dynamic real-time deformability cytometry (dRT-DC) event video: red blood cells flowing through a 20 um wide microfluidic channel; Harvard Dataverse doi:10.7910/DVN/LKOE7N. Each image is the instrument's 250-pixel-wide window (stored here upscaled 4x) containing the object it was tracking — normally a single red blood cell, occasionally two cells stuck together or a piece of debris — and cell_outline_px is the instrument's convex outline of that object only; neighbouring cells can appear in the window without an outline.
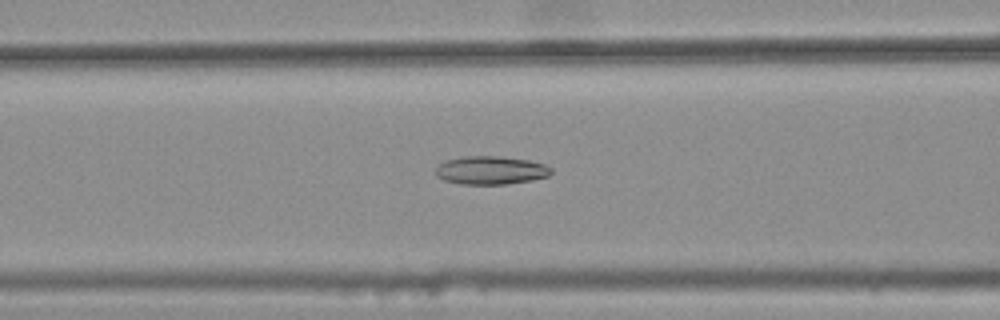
{"species": "common noctule bat (a hibernating species)", "species_latin": "Nyctalus noctula", "temperature_condition": "warm", "stored_images_in_passage": 35, "camera_frame_rate_fps": 3000, "um_per_image_px": 0.085, "animal": {"sex": "female", "body_mass_g": 25.1}, "frame": {"image": 1, "passage_image": 10, "time_ms": 3.0, "image_size_px": [1000, 320], "cell_outline_px": [[552, 172], [548, 176], [532, 180], [508, 184], [460, 184], [444, 180], [436, 176], [436, 168], [444, 160], [464, 156], [500, 156], [528, 160], [544, 164], [552, 168]], "centroid_in_image_um": [41.71, 14.47], "position_along_channel_um": 124.9, "area_um2": 19.13}}
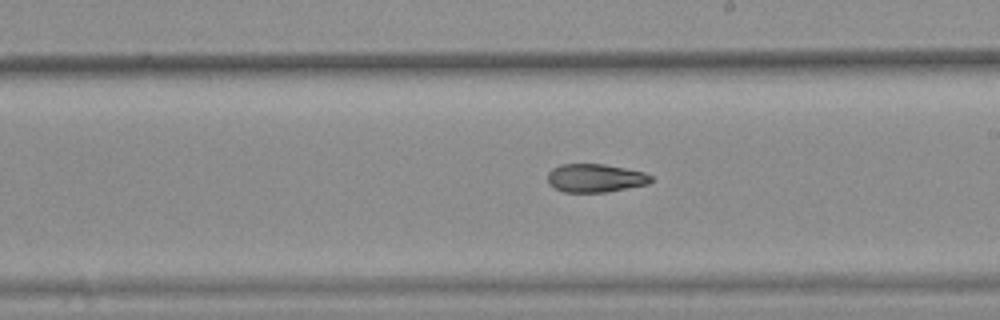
{"frame": {"image": 2, "passage_image": 19, "time_ms": 6.0, "image_size_px": [1000, 320], "cell_outline_px": [[652, 180], [648, 184], [608, 192], [564, 192], [548, 184], [548, 172], [552, 168], [560, 164], [604, 164], [644, 172], [652, 176]], "centroid_in_image_um": [50.59, 15.13], "position_along_channel_um": 238.4, "area_um2": 17.11}}
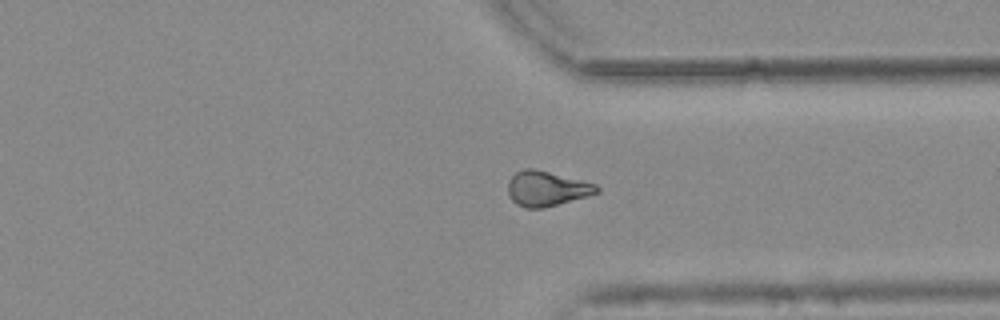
{"frame": {"image": 3, "passage_image": 29, "time_ms": 9.333, "image_size_px": [1000, 320], "cell_outline_px": [[600, 192], [588, 196], [540, 208], [524, 208], [516, 204], [508, 196], [508, 180], [516, 172], [524, 168], [532, 168], [596, 184], [600, 188]], "centroid_in_image_um": [46.43, 16.03], "position_along_channel_um": 365.0, "area_um2": 17.92}, "authors_computed_cell_mechanics": {"area_um2": 17.918, "velocity_mm_per_s": 3.792, "shape_relaxation_time_tau1_ms": null, "shape_relaxation_time_tau2_ms": 3.9728, "deformation_change_tau1": null, "deformation_change_tau2": 0.1073}}